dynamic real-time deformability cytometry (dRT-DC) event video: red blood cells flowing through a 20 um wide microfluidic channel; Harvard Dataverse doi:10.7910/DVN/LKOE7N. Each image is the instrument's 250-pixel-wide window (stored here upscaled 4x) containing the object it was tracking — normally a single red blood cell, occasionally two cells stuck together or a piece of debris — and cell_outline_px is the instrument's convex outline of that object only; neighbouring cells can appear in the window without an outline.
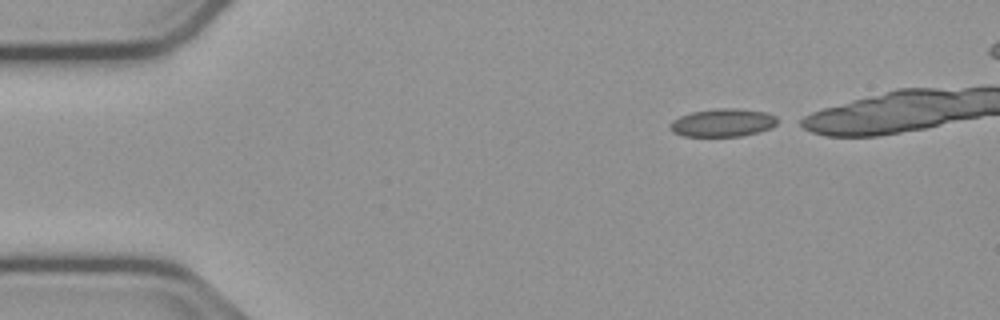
{"species": "common noctule bat (a hibernating species)", "species_latin": "Nyctalus noctula", "temperature_condition": "cold", "stored_images_in_passage": 17, "camera_frame_rate_fps": 3000, "um_per_image_px": 0.085, "animal": {"sex": "male", "body_mass_g": 23.1, "forearm_length_mm": 52.7}, "frame": {"image": 1, "passage_image": 1, "time_ms": 0.0, "image_size_px": [1000, 320], "cell_outline_px": [[776, 124], [768, 128], [756, 132], [740, 136], [684, 136], [672, 132], [668, 128], [668, 124], [672, 120], [680, 116], [692, 112], [716, 108], [732, 108], [764, 112], [776, 116]], "centroid_in_image_um": [61.35, 10.43], "position_along_channel_um": 23.7, "area_um2": 17.34}}
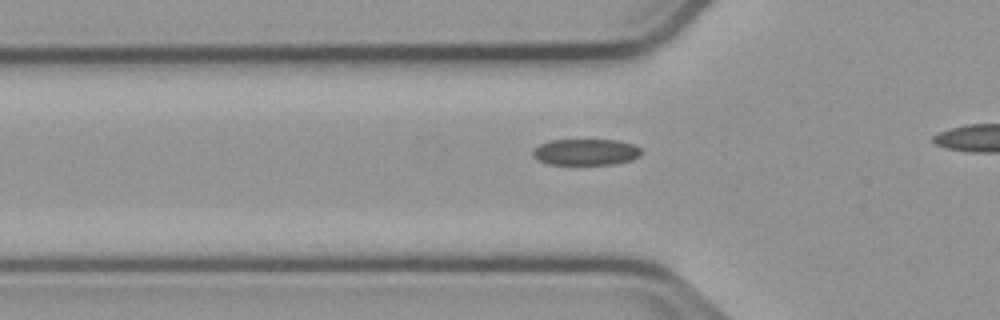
{"frame": {"image": 2, "passage_image": 11, "time_ms": 3.333, "image_size_px": [1000, 320], "cell_outline_px": [[644, 152], [640, 156], [632, 160], [616, 164], [548, 164], [536, 160], [532, 156], [532, 152], [540, 144], [552, 140], [616, 140], [636, 144]], "centroid_in_image_um": [49.84, 12.93], "position_along_channel_um": 76.0, "area_um2": 16.82}}
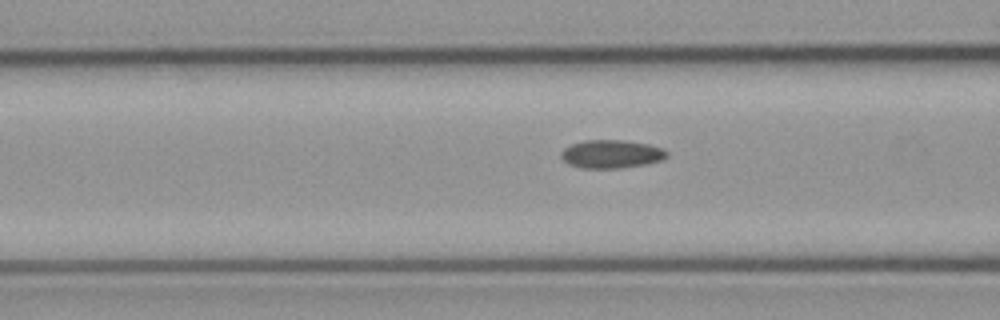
{"frame": {"image": 3, "passage_image": 14, "time_ms": 4.333, "image_size_px": [1000, 320], "cell_outline_px": [[668, 156], [664, 160], [644, 164], [620, 168], [580, 168], [568, 164], [560, 156], [560, 152], [564, 148], [572, 144], [584, 140], [624, 140], [648, 144], [660, 148], [668, 152]], "centroid_in_image_um": [51.95, 13.09], "position_along_channel_um": 114.6, "area_um2": 17.46}}